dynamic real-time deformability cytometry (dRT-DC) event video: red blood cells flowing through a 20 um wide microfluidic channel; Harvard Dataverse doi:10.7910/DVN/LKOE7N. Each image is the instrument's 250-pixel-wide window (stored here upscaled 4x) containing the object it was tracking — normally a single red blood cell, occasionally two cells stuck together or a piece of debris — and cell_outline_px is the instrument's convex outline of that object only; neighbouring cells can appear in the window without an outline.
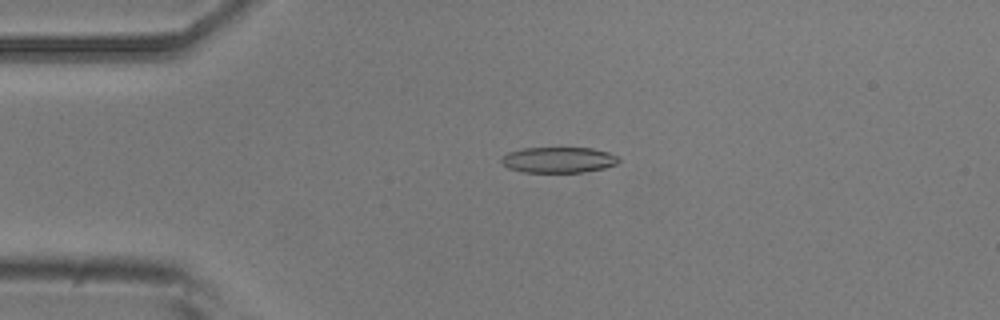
{"species": "common noctule bat (a hibernating species)", "species_latin": "Nyctalus noctula", "temperature_condition": "room temperature", "stored_images_in_passage": 49, "camera_frame_rate_fps": 3000, "um_per_image_px": 0.085, "animal": {"sex": "male", "body_mass_g": 20.5, "forearm_length_mm": 52.5}, "frame": {"image": 1, "passage_image": 7, "time_ms": 2.0, "image_size_px": [1000, 320], "cell_outline_px": [[620, 160], [616, 164], [604, 168], [580, 172], [524, 172], [508, 168], [500, 160], [508, 152], [520, 148], [592, 148], [608, 152], [616, 156]], "centroid_in_image_um": [47.46, 13.58], "position_along_channel_um": 37.5, "area_um2": 17.46}}
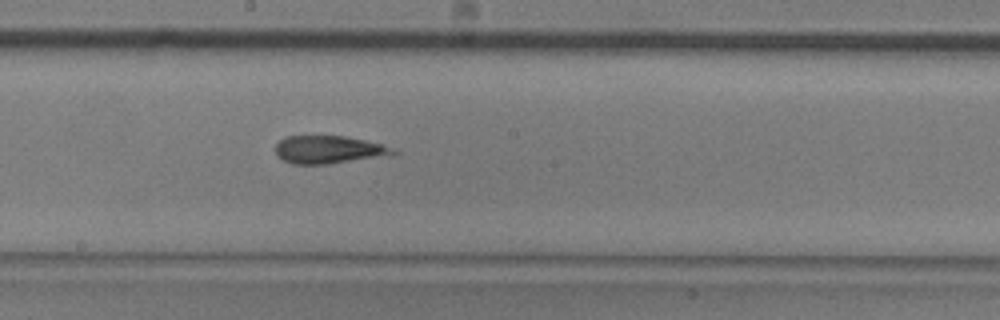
{"frame": {"image": 2, "passage_image": 24, "time_ms": 7.667, "image_size_px": [1000, 320], "cell_outline_px": [[400, 152], [392, 156], [328, 164], [292, 164], [276, 156], [276, 144], [284, 136], [344, 136], [364, 140], [380, 144]], "centroid_in_image_um": [27.95, 12.73], "position_along_channel_um": 220.2, "area_um2": 19.25}}
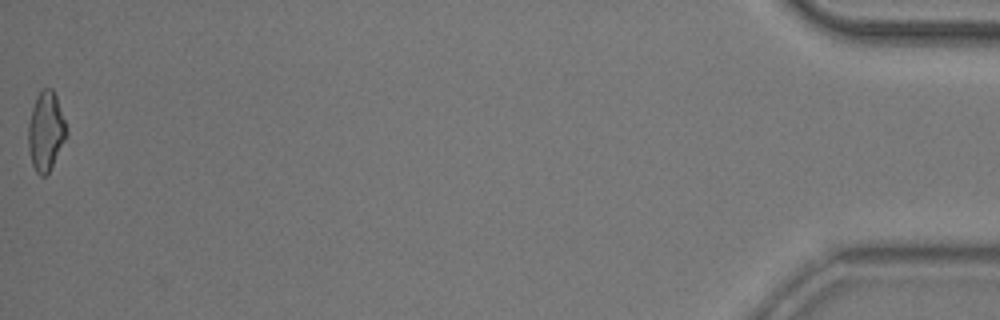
{"frame": {"image": 3, "passage_image": 49, "time_ms": 16.0, "image_size_px": [1000, 320], "cell_outline_px": [[68, 132], [48, 172], [44, 176], [40, 176], [36, 172], [32, 164], [28, 148], [28, 124], [32, 108], [36, 96], [44, 88], [52, 88], [56, 96]], "centroid_in_image_um": [3.87, 11.14], "position_along_channel_um": 431.3, "area_um2": 17.22}, "authors_computed_cell_mechanics": {"area_um2": 19.0162, "velocity_mm_per_s": 3.7279, "shape_relaxation_time_tau1_ms": 8.4351, "shape_relaxation_time_tau2_ms": 6.4217, "deformation_change_tau1": 0.18, "deformation_change_tau2": 0.1688}}